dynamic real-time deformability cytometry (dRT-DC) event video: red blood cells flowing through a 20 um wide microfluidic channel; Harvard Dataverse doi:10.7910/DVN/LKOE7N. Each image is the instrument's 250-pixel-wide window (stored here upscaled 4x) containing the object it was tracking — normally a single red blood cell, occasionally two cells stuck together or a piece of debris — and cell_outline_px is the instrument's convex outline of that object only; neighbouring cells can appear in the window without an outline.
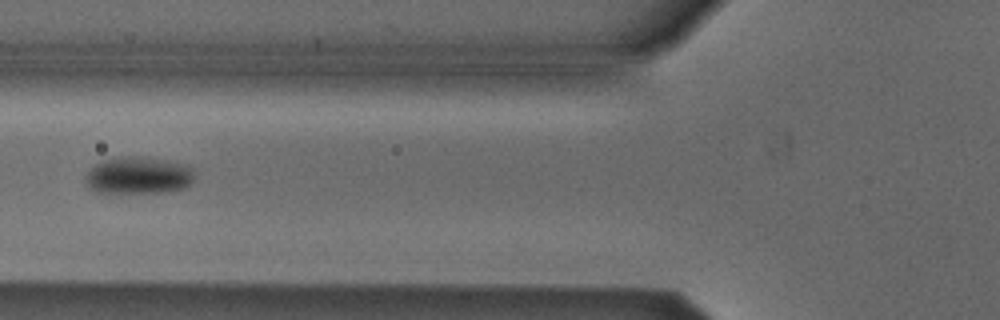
{"species": "Egyptian fruit bat (a non-hibernating species)", "species_latin": "Rousettus aegyptiacus", "temperature_condition": "cold", "stored_images_in_passage": 7, "camera_frame_rate_fps": 3000, "um_per_image_px": 0.085, "animal": {"sex": "male"}, "frame": {"image": 1, "passage_image": 6, "time_ms": 1.667, "image_size_px": [1000, 320], "cell_outline_px": [[196, 176], [192, 184], [184, 188], [160, 192], [100, 192], [88, 188], [88, 172], [96, 164], [104, 160], [120, 156], [140, 156], [188, 164], [196, 172]], "centroid_in_image_um": [11.87, 14.89], "position_along_channel_um": 113.9, "area_um2": 23.52}}
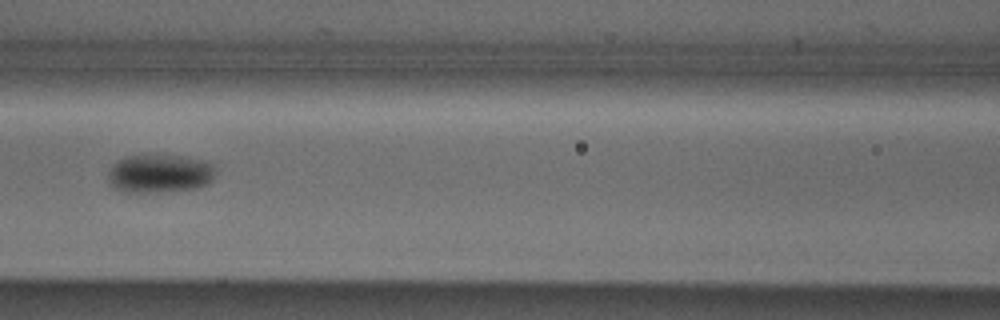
{"frame": {"image": 2, "passage_image": 7, "time_ms": 2.0, "image_size_px": [1000, 320], "cell_outline_px": [[216, 176], [208, 184], [196, 188], [164, 192], [128, 192], [112, 188], [108, 184], [108, 172], [112, 164], [116, 160], [124, 156], [148, 152], [160, 152], [208, 160], [216, 164]], "centroid_in_image_um": [13.59, 14.69], "position_along_channel_um": 153.0, "area_um2": 25.72}}